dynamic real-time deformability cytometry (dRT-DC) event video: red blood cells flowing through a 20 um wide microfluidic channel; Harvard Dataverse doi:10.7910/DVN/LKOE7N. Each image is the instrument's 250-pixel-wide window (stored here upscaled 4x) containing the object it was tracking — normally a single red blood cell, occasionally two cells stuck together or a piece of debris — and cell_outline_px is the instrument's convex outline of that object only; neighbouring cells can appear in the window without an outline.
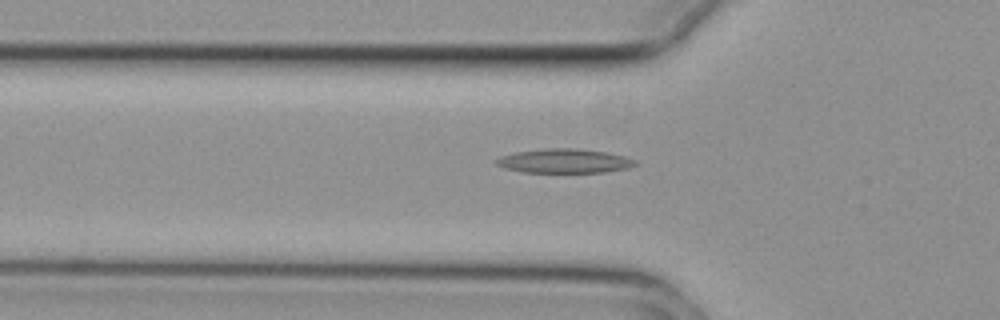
{"species": "common noctule bat (a hibernating species)", "species_latin": "Nyctalus noctula", "temperature_condition": "cold", "stored_images_in_passage": 55, "camera_frame_rate_fps": 3000, "um_per_image_px": 0.085, "animal": {"sex": "female", "body_mass_g": 29.2, "forearm_length_mm": 56.3}, "frame": {"image": 1, "passage_image": 18, "time_ms": 5.667, "image_size_px": [1000, 320], "cell_outline_px": [[636, 164], [628, 168], [604, 172], [524, 172], [504, 168], [496, 164], [492, 160], [500, 156], [516, 152], [544, 148], [572, 148], [604, 152], [624, 156], [632, 160]], "centroid_in_image_um": [47.88, 13.68], "position_along_channel_um": 77.9, "area_um2": 19.36}}
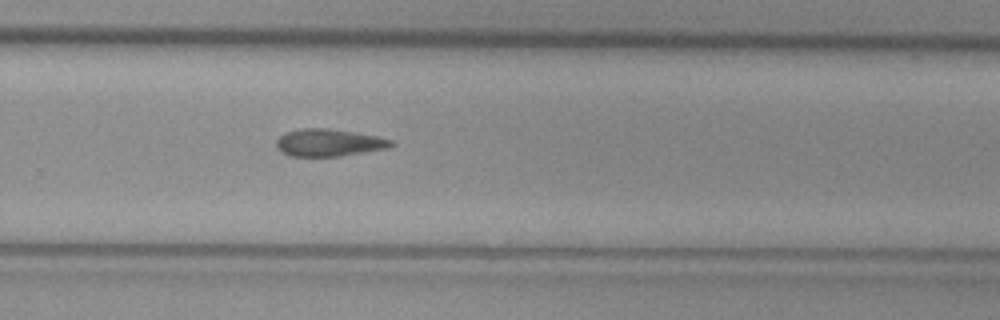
{"frame": {"image": 2, "passage_image": 36, "time_ms": 11.667, "image_size_px": [1000, 320], "cell_outline_px": [[396, 144], [388, 148], [340, 156], [292, 156], [280, 152], [276, 148], [276, 140], [284, 132], [300, 128], [332, 128], [376, 136], [392, 140]], "centroid_in_image_um": [27.92, 12.12], "position_along_channel_um": 301.9, "area_um2": 18.44}}
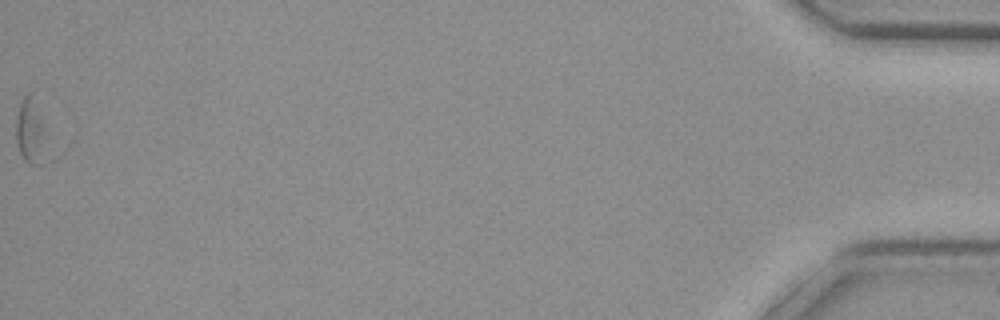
{"frame": {"image": 3, "passage_image": 55, "time_ms": 18.0, "image_size_px": [1000, 320], "cell_outline_px": [[44, 164], [28, 164], [24, 160], [20, 152], [16, 140], [16, 120], [20, 104], [24, 96], [32, 88], [36, 88], [44, 124]], "centroid_in_image_um": [2.61, 10.98], "position_along_channel_um": 432.6, "area_um2": 12.25}}